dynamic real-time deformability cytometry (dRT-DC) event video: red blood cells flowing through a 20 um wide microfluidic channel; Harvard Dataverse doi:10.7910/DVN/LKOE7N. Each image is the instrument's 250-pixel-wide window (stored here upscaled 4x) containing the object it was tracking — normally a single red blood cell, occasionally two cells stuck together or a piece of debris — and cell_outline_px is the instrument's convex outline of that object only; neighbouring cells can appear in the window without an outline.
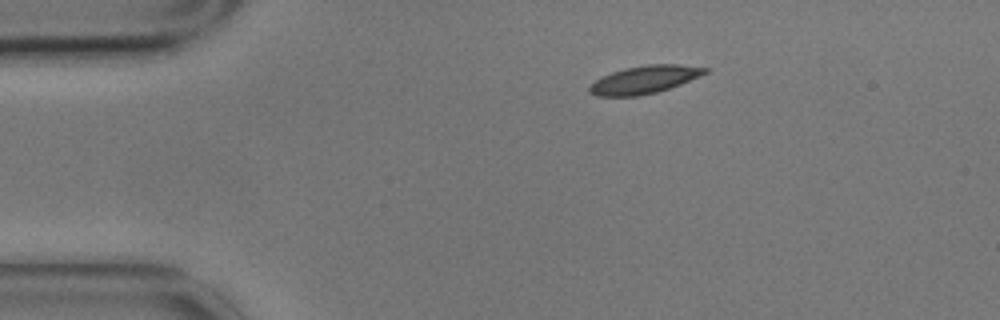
{"species": "common noctule bat (a hibernating species)", "species_latin": "Nyctalus noctula", "temperature_condition": "cold", "stored_images_in_passage": 4, "camera_frame_rate_fps": 3000, "um_per_image_px": 0.085, "animal": {"sex": "male", "body_mass_g": 17.9}, "frame": {"image": 1, "passage_image": 1, "time_ms": 0.0, "image_size_px": [1000, 320], "cell_outline_px": [[708, 72], [700, 76], [680, 84], [656, 92], [636, 96], [596, 96], [588, 92], [588, 88], [596, 80], [612, 72], [624, 68], [648, 64], [676, 64], [708, 68]], "centroid_in_image_um": [54.76, 6.76], "position_along_channel_um": 30.2, "area_um2": 18.5}}
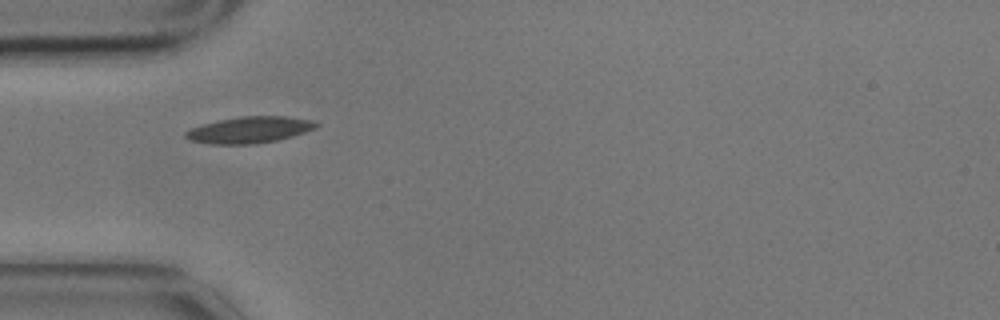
{"frame": {"image": 2, "passage_image": 3, "time_ms": 0.667, "image_size_px": [1000, 320], "cell_outline_px": [[320, 124], [316, 128], [280, 140], [260, 144], [212, 144], [188, 140], [184, 136], [184, 132], [192, 128], [204, 124], [220, 120], [240, 116], [284, 116], [316, 120]], "centroid_in_image_um": [21.25, 11.04], "position_along_channel_um": 63.7, "area_um2": 20.29}}